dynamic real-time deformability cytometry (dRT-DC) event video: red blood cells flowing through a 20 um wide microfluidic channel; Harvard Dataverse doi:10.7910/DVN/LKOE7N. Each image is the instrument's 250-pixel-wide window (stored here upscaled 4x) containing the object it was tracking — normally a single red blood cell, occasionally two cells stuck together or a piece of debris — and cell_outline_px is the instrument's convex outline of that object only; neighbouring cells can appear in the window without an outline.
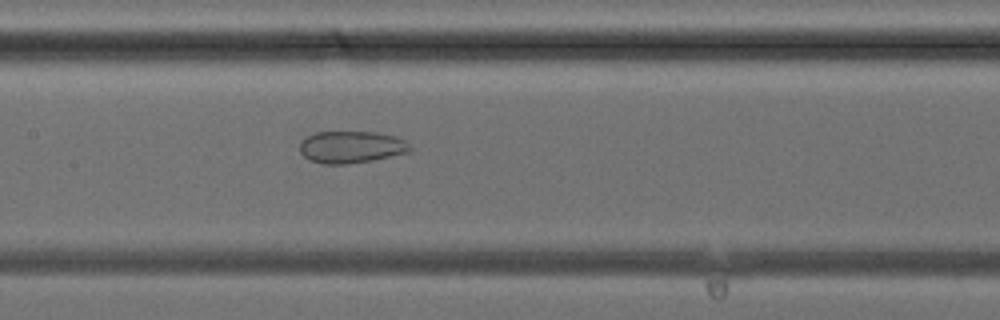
{"species": "common noctule bat (a hibernating species)", "species_latin": "Nyctalus noctula", "temperature_condition": "cold", "stored_images_in_passage": 32, "camera_frame_rate_fps": 3000, "um_per_image_px": 0.085, "animal": {"sex": "female", "body_mass_g": 24.6, "forearm_length_mm": 56.2}, "frame": {"image": 1, "passage_image": 19, "time_ms": 6.0, "image_size_px": [1000, 320], "cell_outline_px": [[412, 148], [408, 152], [372, 160], [348, 164], [324, 164], [312, 160], [304, 156], [300, 152], [300, 144], [308, 136], [316, 132], [376, 132], [396, 136], [404, 140]], "centroid_in_image_um": [29.87, 12.49], "position_along_channel_um": 177.5, "area_um2": 20.35}}